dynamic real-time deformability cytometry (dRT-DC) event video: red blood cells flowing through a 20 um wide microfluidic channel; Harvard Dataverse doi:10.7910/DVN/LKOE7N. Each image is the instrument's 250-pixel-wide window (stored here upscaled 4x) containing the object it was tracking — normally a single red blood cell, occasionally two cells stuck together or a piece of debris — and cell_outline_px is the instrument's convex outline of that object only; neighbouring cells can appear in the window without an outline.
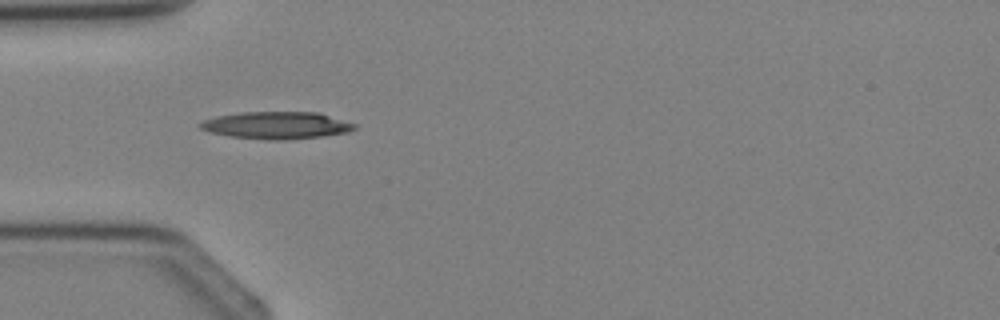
{"species": "Egyptian fruit bat (a non-hibernating species)", "species_latin": "Rousettus aegyptiacus", "temperature_condition": "cold", "stored_images_in_passage": 3, "camera_frame_rate_fps": 3000, "um_per_image_px": 0.085, "animal": {"sex": "female"}, "frame": {"image": 1, "passage_image": 2, "time_ms": 1.333, "image_size_px": [1000, 320], "cell_outline_px": [[356, 128], [348, 132], [320, 136], [284, 140], [268, 140], [228, 136], [208, 132], [200, 128], [196, 124], [204, 120], [216, 116], [240, 112], [320, 112], [356, 124]], "centroid_in_image_um": [23.47, 10.64], "position_along_channel_um": 61.5, "area_um2": 24.62}}
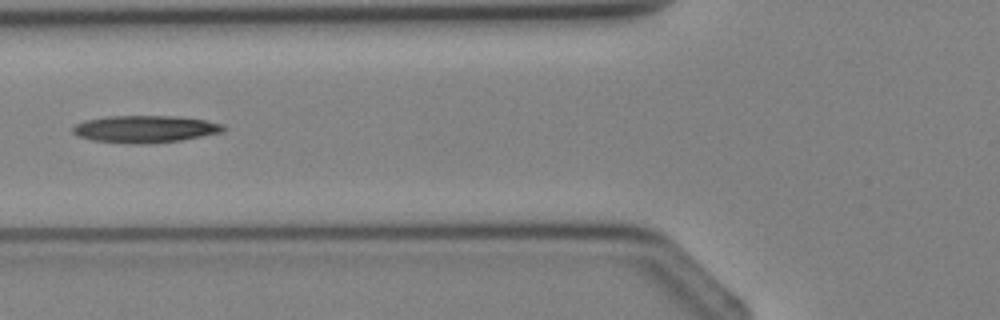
{"frame": {"image": 2, "passage_image": 3, "time_ms": 2.333, "image_size_px": [1000, 320], "cell_outline_px": [[224, 128], [220, 132], [180, 140], [136, 144], [92, 140], [80, 136], [72, 132], [72, 128], [76, 124], [84, 120], [108, 116], [180, 116], [204, 120], [224, 124]], "centroid_in_image_um": [12.3, 10.95], "position_along_channel_um": 113.5, "area_um2": 23.47}}